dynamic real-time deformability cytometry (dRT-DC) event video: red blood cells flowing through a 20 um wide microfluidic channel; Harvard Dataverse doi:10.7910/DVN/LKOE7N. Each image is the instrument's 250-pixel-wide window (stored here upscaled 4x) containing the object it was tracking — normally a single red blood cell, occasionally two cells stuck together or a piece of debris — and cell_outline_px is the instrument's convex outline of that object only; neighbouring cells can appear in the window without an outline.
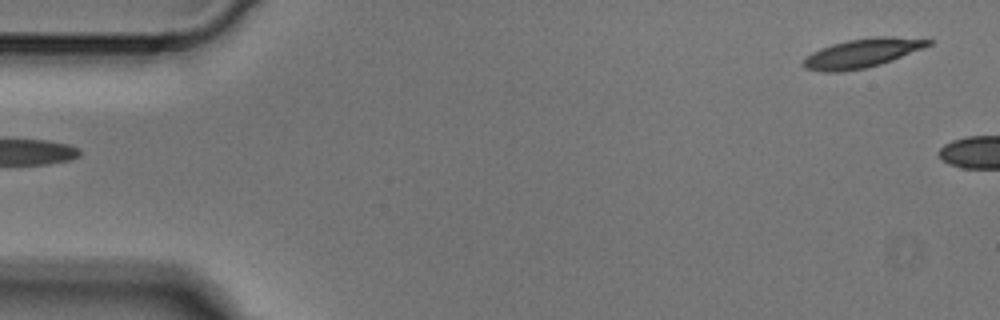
{"species": "Egyptian fruit bat (a non-hibernating species)", "species_latin": "Rousettus aegyptiacus", "temperature_condition": "cold", "stored_images_in_passage": 4, "segment_of_instrument_passage": [2, 2], "camera_frame_rate_fps": 3000, "um_per_image_px": 0.085, "animal": {"sex": "male"}, "frame": {"image": 1, "passage_image": 4, "time_ms": 1.0, "image_size_px": [1000, 320], "cell_outline_px": [[932, 44], [924, 48], [892, 60], [880, 64], [864, 68], [840, 72], [820, 72], [804, 68], [804, 60], [812, 52], [820, 48], [832, 44], [848, 40], [884, 36], [888, 36], [932, 40]], "centroid_in_image_um": [73.27, 4.52], "position_along_channel_um": 11.7, "area_um2": 20.81}}